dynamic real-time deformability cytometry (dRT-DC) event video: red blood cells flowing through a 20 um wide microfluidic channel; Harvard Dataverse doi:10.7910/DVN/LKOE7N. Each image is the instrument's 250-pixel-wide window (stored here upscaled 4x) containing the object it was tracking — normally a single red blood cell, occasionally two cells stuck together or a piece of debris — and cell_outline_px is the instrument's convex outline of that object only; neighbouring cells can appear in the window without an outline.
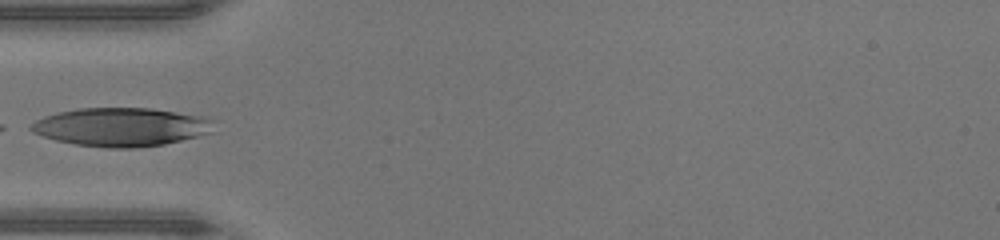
{"species": "human", "species_latin": "Homo sapiens", "temperature_condition": "warm", "stored_images_in_passage": 27, "camera_frame_rate_fps": 3000, "um_per_image_px": 0.085, "donor": {"sex": "male"}, "frame": {"image": 1, "passage_image": 1, "time_ms": 0.0, "image_size_px": [1000, 240], "cell_outline_px": [[216, 132], [164, 144], [136, 148], [108, 148], [76, 144], [56, 140], [32, 132], [28, 128], [36, 120], [44, 116], [56, 112], [80, 108], [152, 108], [204, 116], [216, 120]], "centroid_in_image_um": [10.38, 10.79], "position_along_channel_um": 74.6, "area_um2": 41.5}}